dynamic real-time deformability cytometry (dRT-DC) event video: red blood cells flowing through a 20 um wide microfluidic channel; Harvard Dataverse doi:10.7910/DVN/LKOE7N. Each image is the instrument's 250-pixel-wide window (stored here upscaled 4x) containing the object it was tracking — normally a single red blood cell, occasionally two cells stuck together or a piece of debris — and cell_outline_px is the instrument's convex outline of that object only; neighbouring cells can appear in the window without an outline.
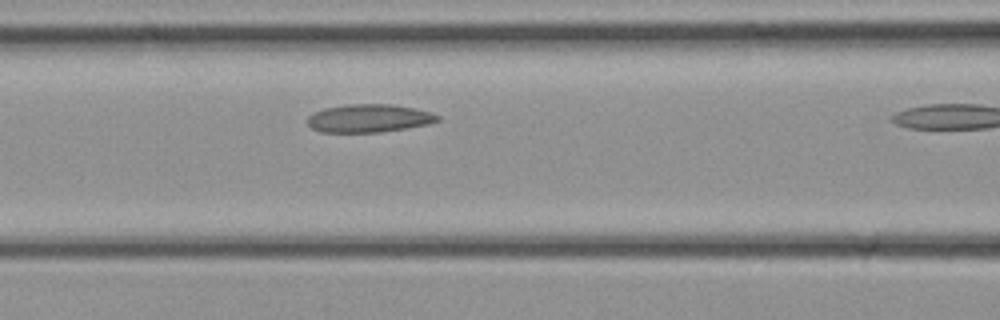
{"species": "common noctule bat (a hibernating species)", "species_latin": "Nyctalus noctula", "temperature_condition": "cold", "stored_images_in_passage": 8, "camera_frame_rate_fps": 3000, "um_per_image_px": 0.085, "animal": {"sex": "female", "body_mass_g": 21.9}, "frame": {"image": 1, "passage_image": 7, "time_ms": 2.0, "image_size_px": [1000, 320], "cell_outline_px": [[440, 120], [428, 124], [380, 132], [320, 132], [312, 128], [308, 124], [308, 116], [312, 112], [324, 108], [348, 104], [392, 104], [416, 108], [440, 116]], "centroid_in_image_um": [31.33, 10.04], "position_along_channel_um": 135.3, "area_um2": 21.27}}